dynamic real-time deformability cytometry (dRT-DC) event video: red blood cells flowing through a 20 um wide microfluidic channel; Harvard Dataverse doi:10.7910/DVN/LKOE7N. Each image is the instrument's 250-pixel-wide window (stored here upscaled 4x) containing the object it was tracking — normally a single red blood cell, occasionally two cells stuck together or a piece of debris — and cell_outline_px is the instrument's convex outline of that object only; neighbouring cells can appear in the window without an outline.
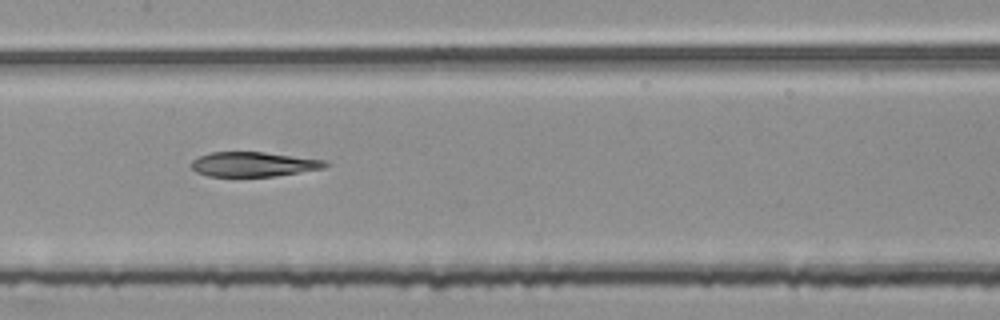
{"species": "common noctule bat (a hibernating species)", "species_latin": "Nyctalus noctula", "temperature_condition": "room temperature", "stored_images_in_passage": 53, "segment_of_instrument_passage": [2, 2], "camera_frame_rate_fps": 3000, "um_per_image_px": 0.085, "animal": {"sex": "female", "body_mass_g": 25.1}, "frame": {"image": 1, "passage_image": 26, "time_ms": 8.333, "image_size_px": [1000, 320], "cell_outline_px": [[332, 164], [324, 168], [272, 176], [208, 176], [196, 172], [188, 164], [192, 160], [200, 156], [212, 152], [264, 152], [324, 160]], "centroid_in_image_um": [21.52, 13.96], "position_along_channel_um": 185.9, "area_um2": 19.13}}
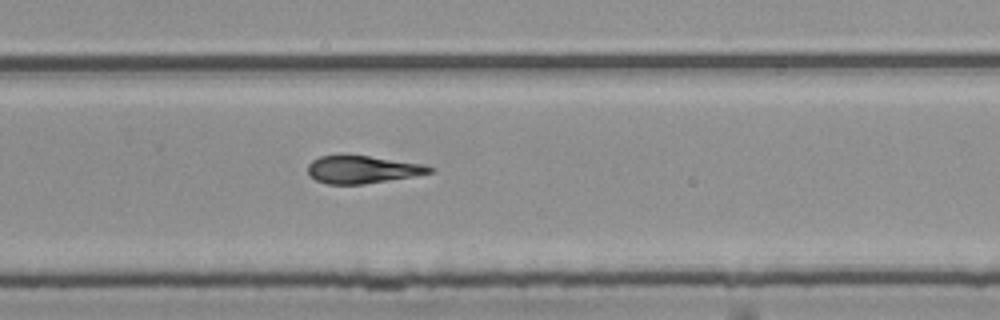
{"frame": {"image": 2, "passage_image": 35, "time_ms": 11.333, "image_size_px": [1000, 320], "cell_outline_px": [[436, 168], [432, 172], [412, 176], [364, 184], [328, 184], [316, 180], [308, 172], [308, 164], [312, 160], [320, 156], [340, 152], [344, 152], [424, 164]], "centroid_in_image_um": [30.76, 14.36], "position_along_channel_um": 299.0, "area_um2": 20.11}}
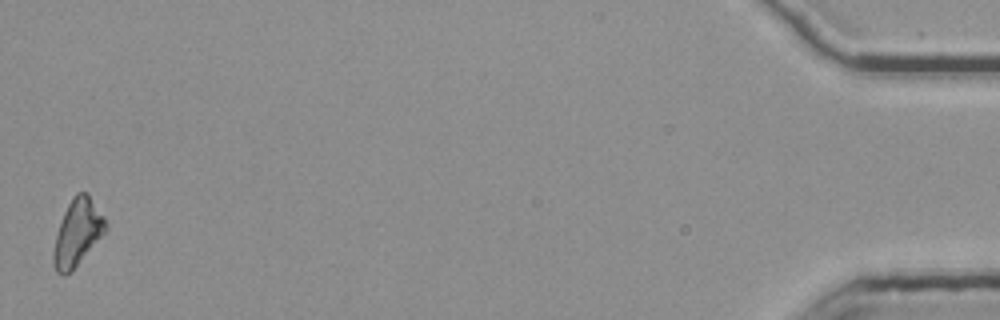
{"frame": {"image": 3, "passage_image": 53, "time_ms": 17.333, "image_size_px": [1000, 320], "cell_outline_px": [[108, 228], [72, 272], [64, 276], [56, 272], [52, 264], [52, 252], [56, 236], [64, 212], [72, 196], [76, 192], [84, 192], [88, 196], [104, 216], [108, 224]], "centroid_in_image_um": [6.56, 19.82], "position_along_channel_um": 428.6, "area_um2": 20.17}}